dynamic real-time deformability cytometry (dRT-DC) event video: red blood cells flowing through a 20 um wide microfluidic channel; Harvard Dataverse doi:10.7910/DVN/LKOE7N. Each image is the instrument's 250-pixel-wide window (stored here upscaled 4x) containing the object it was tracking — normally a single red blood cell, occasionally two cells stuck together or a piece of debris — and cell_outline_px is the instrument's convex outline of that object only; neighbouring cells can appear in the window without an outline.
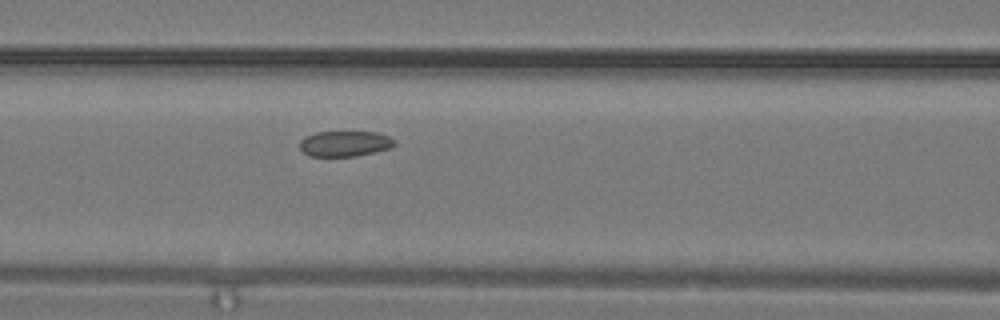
{"species": "common noctule bat (a hibernating species)", "species_latin": "Nyctalus noctula", "temperature_condition": "warm", "stored_images_in_passage": 6, "camera_frame_rate_fps": 3000, "um_per_image_px": 0.085, "animal": {"sex": "male", "body_mass_g": 19.2, "forearm_length_mm": 51.8}, "frame": {"image": 1, "passage_image": 6, "time_ms": 1.667, "image_size_px": [1000, 320], "cell_outline_px": [[396, 144], [392, 148], [356, 156], [308, 156], [300, 148], [300, 140], [304, 136], [316, 132], [376, 132], [388, 136], [396, 140]], "centroid_in_image_um": [29.32, 12.21], "position_along_channel_um": 137.3, "area_um2": 14.22}}